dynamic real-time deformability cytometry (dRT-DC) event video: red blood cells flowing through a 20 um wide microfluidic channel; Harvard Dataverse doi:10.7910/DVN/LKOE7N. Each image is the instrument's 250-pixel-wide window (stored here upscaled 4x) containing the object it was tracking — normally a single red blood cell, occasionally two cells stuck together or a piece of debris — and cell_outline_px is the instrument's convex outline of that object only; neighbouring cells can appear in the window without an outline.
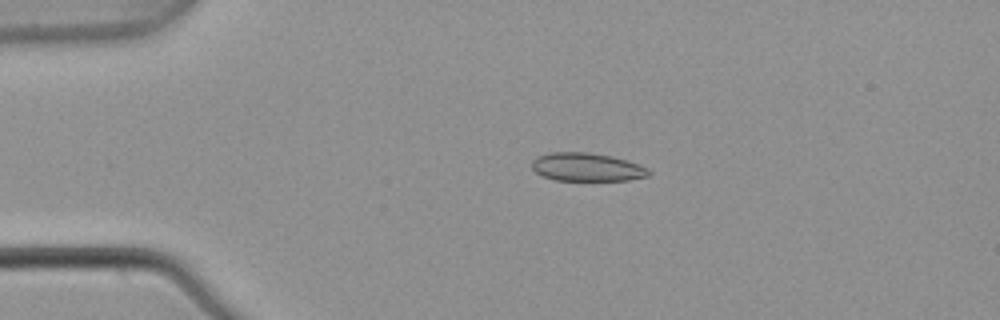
{"species": "common noctule bat (a hibernating species)", "species_latin": "Nyctalus noctula", "temperature_condition": "warm", "stored_images_in_passage": 3, "camera_frame_rate_fps": 3000, "um_per_image_px": 0.085, "animal": {"sex": "male", "body_mass_g": 21.5, "forearm_length_mm": 52.0}, "frame": {"image": 1, "passage_image": 3, "time_ms": 0.667, "image_size_px": [1000, 320], "cell_outline_px": [[652, 172], [648, 176], [628, 180], [556, 180], [544, 176], [536, 172], [532, 168], [532, 160], [536, 156], [552, 152], [584, 152], [612, 156], [648, 168]], "centroid_in_image_um": [49.86, 14.2], "position_along_channel_um": 35.1, "area_um2": 19.07}}